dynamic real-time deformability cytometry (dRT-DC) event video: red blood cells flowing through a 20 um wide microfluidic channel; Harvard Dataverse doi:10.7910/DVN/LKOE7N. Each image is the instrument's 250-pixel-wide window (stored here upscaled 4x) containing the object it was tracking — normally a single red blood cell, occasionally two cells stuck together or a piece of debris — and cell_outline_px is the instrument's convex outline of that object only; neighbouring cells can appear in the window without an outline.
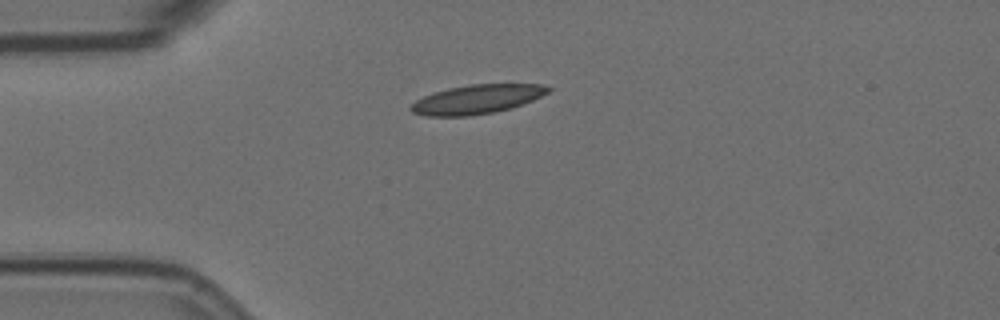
{"species": "Egyptian fruit bat (a non-hibernating species)", "species_latin": "Rousettus aegyptiacus", "temperature_condition": "room temperature", "stored_images_in_passage": 4, "camera_frame_rate_fps": 3000, "um_per_image_px": 0.085, "animal": {"sex": "female"}, "frame": {"image": 1, "passage_image": 4, "time_ms": 3.333, "image_size_px": [1000, 320], "cell_outline_px": [[552, 88], [548, 92], [532, 100], [512, 108], [492, 112], [468, 116], [424, 116], [412, 112], [408, 108], [416, 100], [432, 92], [448, 88], [472, 84], [544, 84]], "centroid_in_image_um": [40.51, 8.44], "position_along_channel_um": 44.5, "area_um2": 23.24}}